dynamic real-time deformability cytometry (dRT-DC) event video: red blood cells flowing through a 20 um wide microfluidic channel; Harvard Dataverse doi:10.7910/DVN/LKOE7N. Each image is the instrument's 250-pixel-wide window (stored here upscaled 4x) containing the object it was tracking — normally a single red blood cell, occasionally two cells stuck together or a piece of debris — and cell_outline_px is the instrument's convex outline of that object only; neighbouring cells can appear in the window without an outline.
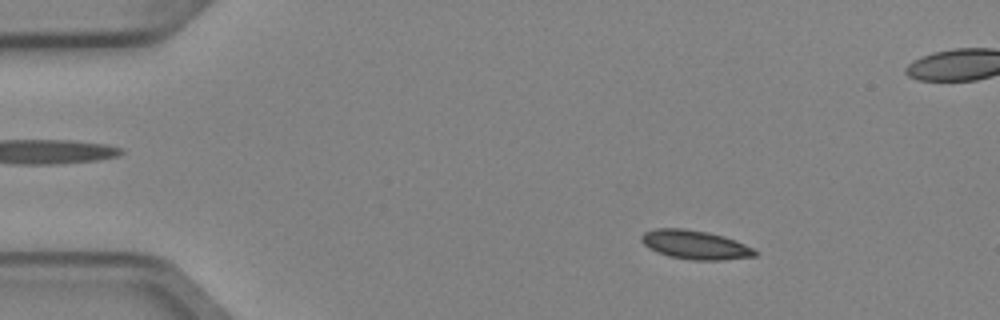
{"species": "Egyptian fruit bat (a non-hibernating species)", "species_latin": "Rousettus aegyptiacus", "temperature_condition": "cold", "stored_images_in_passage": 5, "camera_frame_rate_fps": 3000, "um_per_image_px": 0.085, "animal": {"sex": "female"}, "frame": {"image": 1, "passage_image": 2, "time_ms": 0.333, "image_size_px": [1000, 320], "cell_outline_px": [[756, 256], [724, 260], [692, 260], [668, 256], [656, 252], [648, 248], [640, 240], [640, 236], [644, 232], [656, 228], [684, 228], [708, 232], [724, 236], [736, 240], [752, 248], [756, 252]], "centroid_in_image_um": [59.05, 20.8], "position_along_channel_um": 26.0, "area_um2": 19.25}}